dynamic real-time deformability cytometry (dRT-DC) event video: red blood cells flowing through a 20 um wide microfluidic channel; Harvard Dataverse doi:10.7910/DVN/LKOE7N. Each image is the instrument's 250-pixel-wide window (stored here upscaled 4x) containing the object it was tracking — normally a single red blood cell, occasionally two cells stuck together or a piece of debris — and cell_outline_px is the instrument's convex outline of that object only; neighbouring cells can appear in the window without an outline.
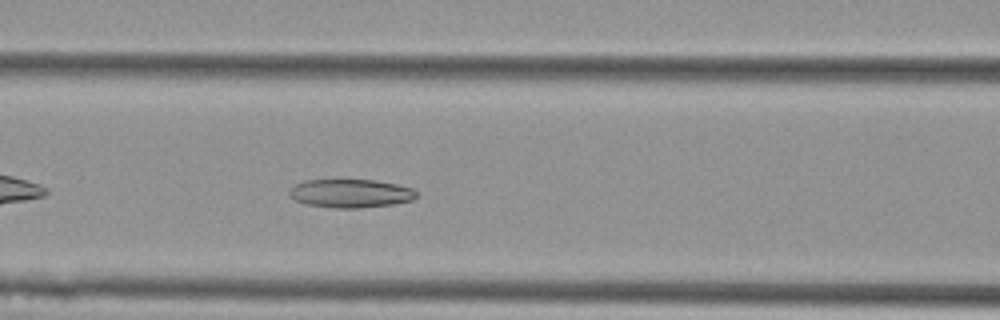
{"species": "Egyptian fruit bat (a non-hibernating species)", "species_latin": "Rousettus aegyptiacus", "temperature_condition": "cold", "stored_images_in_passage": 40, "camera_frame_rate_fps": 3000, "um_per_image_px": 0.085, "animal": {"sex": "female"}, "frame": {"image": 1, "passage_image": 9, "time_ms": 2.667, "image_size_px": [1000, 320], "cell_outline_px": [[416, 196], [412, 200], [396, 204], [360, 208], [336, 208], [304, 204], [296, 200], [288, 192], [296, 184], [304, 180], [340, 176], [372, 180], [396, 184], [412, 188], [416, 192]], "centroid_in_image_um": [29.77, 16.39], "position_along_channel_um": 136.8, "area_um2": 21.96}}
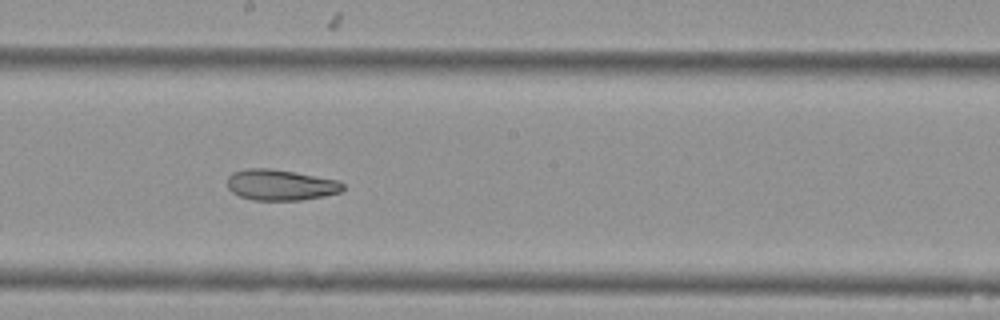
{"frame": {"image": 2, "passage_image": 16, "time_ms": 5.0, "image_size_px": [1000, 320], "cell_outline_px": [[344, 188], [340, 192], [324, 196], [300, 200], [252, 200], [240, 196], [232, 192], [228, 188], [228, 176], [232, 172], [248, 168], [268, 168], [296, 172], [340, 180], [344, 184]], "centroid_in_image_um": [23.86, 15.71], "position_along_channel_um": 224.3, "area_um2": 20.92}}
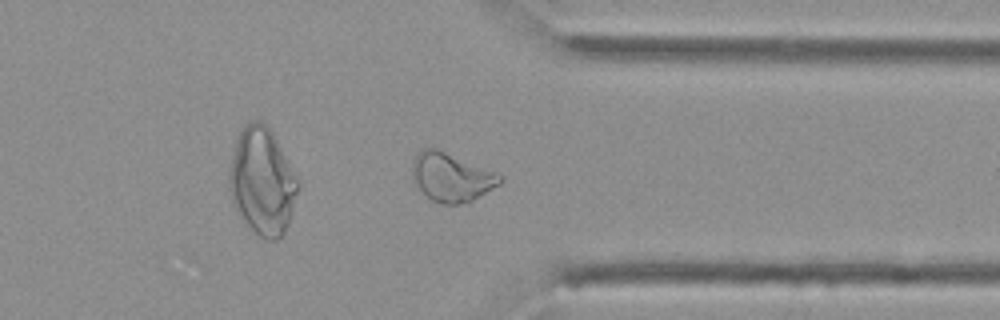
{"frame": {"image": 3, "passage_image": 28, "time_ms": 9.0, "image_size_px": [1000, 320], "cell_outline_px": [[504, 180], [500, 184], [472, 200], [456, 204], [444, 204], [432, 200], [412, 180], [412, 164], [416, 152], [420, 148], [436, 148], [496, 172], [504, 176]], "centroid_in_image_um": [38.36, 15.03], "position_along_channel_um": 373.0, "area_um2": 24.68}, "authors_computed_cell_mechanics": {"area_um2": 22.542, "velocity_mm_per_s": 3.7665, "shape_relaxation_time_tau1_ms": null, "shape_relaxation_time_tau2_ms": 5.3776, "deformation_change_tau1": null, "deformation_change_tau2": 0.1306}}